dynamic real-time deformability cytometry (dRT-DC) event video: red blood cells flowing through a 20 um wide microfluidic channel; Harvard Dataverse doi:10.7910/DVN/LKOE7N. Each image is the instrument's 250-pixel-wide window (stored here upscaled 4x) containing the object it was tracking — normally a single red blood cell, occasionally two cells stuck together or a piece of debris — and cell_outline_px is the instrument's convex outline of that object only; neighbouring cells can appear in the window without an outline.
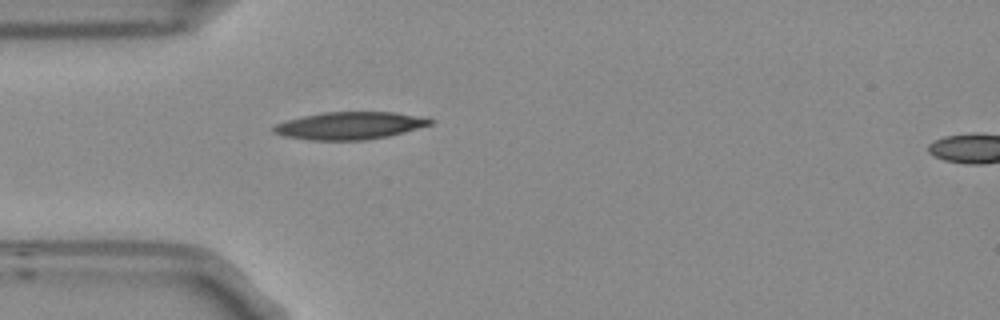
{"species": "Egyptian fruit bat (a non-hibernating species)", "species_latin": "Rousettus aegyptiacus", "temperature_condition": "room temperature", "stored_images_in_passage": 6, "segment_of_instrument_passage": [1, 2], "camera_frame_rate_fps": 3000, "um_per_image_px": 0.085, "frame": {"image": 1, "passage_image": 5, "time_ms": 1.333, "image_size_px": [1000, 320], "cell_outline_px": [[436, 120], [432, 124], [404, 132], [388, 136], [364, 140], [308, 140], [284, 136], [272, 132], [272, 128], [276, 124], [284, 120], [324, 112], [396, 112], [428, 116]], "centroid_in_image_um": [29.78, 10.67], "position_along_channel_um": 55.2, "area_um2": 25.37}}